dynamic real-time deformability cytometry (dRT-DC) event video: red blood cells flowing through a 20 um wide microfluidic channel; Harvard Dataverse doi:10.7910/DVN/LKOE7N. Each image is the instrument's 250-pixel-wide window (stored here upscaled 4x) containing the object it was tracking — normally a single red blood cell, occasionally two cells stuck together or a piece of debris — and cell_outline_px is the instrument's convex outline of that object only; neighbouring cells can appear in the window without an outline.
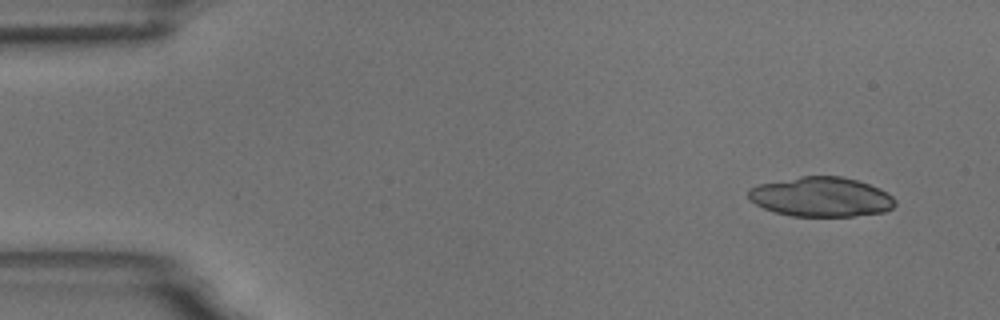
{"species": "common noctule bat (a hibernating species)", "species_latin": "Nyctalus noctula", "temperature_condition": "room temperature", "stored_images_in_passage": 7, "camera_frame_rate_fps": 3000, "um_per_image_px": 0.085, "animal": {"sex": "male", "body_mass_g": 18.8}, "frame": {"image": 1, "passage_image": 1, "time_ms": 0.0, "image_size_px": [1000, 320], "cell_outline_px": [[896, 204], [892, 208], [884, 212], [852, 216], [792, 216], [776, 212], [764, 208], [748, 200], [748, 188], [760, 184], [800, 176], [840, 176], [856, 180], [880, 188], [892, 196], [896, 200]], "centroid_in_image_um": [69.79, 16.74], "position_along_channel_um": 15.2, "area_um2": 33.87}}
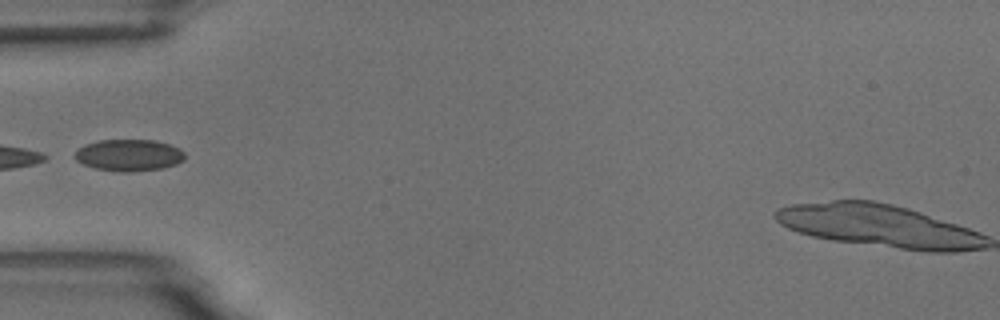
{"frame": {"image": 2, "passage_image": 5, "time_ms": 4.667, "image_size_px": [1000, 320], "cell_outline_px": [[184, 160], [176, 164], [160, 168], [128, 172], [120, 172], [96, 168], [84, 164], [76, 160], [72, 156], [84, 144], [100, 140], [156, 140], [180, 148], [184, 152]], "centroid_in_image_um": [10.95, 13.18], "position_along_channel_um": 74.0, "area_um2": 20.23}}